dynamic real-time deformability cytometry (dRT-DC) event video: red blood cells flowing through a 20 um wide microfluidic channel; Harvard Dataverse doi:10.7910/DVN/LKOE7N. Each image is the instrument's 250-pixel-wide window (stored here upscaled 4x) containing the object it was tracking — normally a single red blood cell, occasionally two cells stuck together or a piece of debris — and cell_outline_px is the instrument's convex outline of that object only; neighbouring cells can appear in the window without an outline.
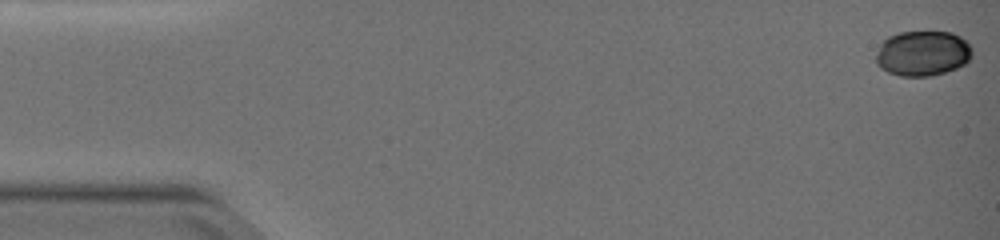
{"species": "common noctule bat (a hibernating species)", "species_latin": "Nyctalus noctula", "temperature_condition": "warm", "stored_images_in_passage": 47, "camera_frame_rate_fps": 3000, "um_per_image_px": 0.085, "animal": {"sex": "female", "body_mass_g": 19.0, "forearm_length_mm": 51.5}, "frame": {"image": 1, "passage_image": 1, "time_ms": 0.0, "image_size_px": [1000, 240], "cell_outline_px": [[972, 56], [964, 64], [956, 68], [944, 72], [928, 76], [900, 76], [888, 72], [880, 68], [876, 64], [876, 56], [880, 44], [888, 36], [900, 32], [952, 32], [960, 36], [972, 48]], "centroid_in_image_um": [78.41, 4.53], "position_along_channel_um": 6.6, "area_um2": 25.32}}
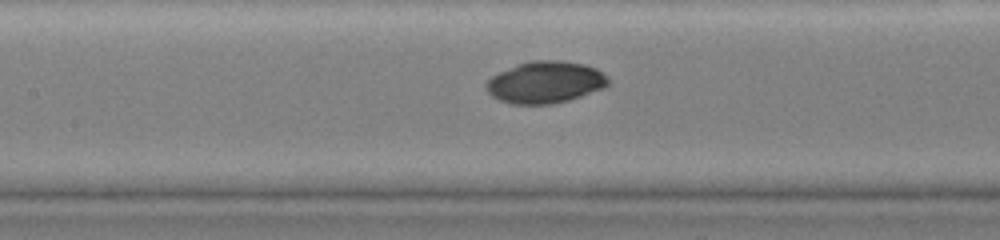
{"frame": {"image": 2, "passage_image": 25, "time_ms": 8.0, "image_size_px": [1000, 240], "cell_outline_px": [[612, 80], [604, 88], [568, 100], [552, 104], [512, 104], [500, 100], [492, 96], [484, 88], [484, 84], [492, 76], [516, 64], [532, 60], [560, 60], [584, 64], [596, 68], [608, 76]], "centroid_in_image_um": [46.36, 6.98], "position_along_channel_um": 161.0, "area_um2": 29.94}}
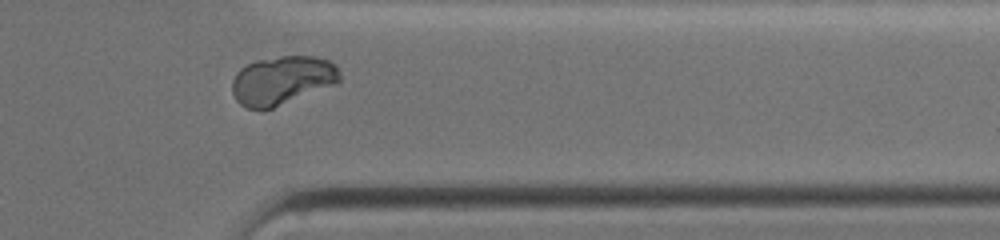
{"frame": {"image": 3, "passage_image": 43, "time_ms": 14.0, "image_size_px": [1000, 240], "cell_outline_px": [[340, 80], [336, 84], [272, 108], [244, 108], [236, 100], [232, 92], [232, 80], [236, 72], [240, 68], [256, 60], [280, 56], [316, 56], [328, 60], [336, 64], [340, 72]], "centroid_in_image_um": [23.99, 6.81], "position_along_channel_um": 387.4, "area_um2": 30.58}}